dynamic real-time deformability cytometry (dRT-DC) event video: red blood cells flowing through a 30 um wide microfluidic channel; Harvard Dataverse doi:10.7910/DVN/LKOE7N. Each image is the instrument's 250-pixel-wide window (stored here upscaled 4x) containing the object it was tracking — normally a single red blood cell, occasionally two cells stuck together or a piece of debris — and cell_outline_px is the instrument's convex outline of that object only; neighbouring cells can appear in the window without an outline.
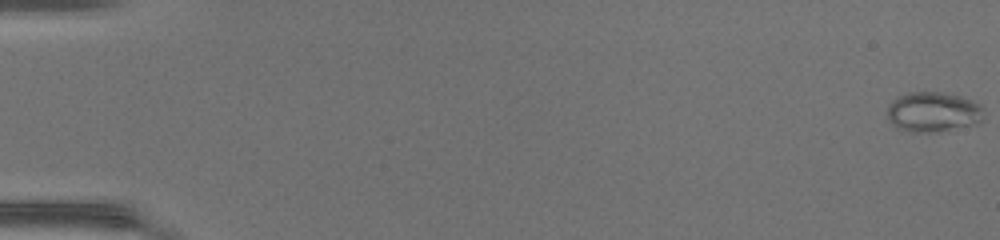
{"species": "common noctule bat (a hibernating species)", "species_latin": "Nyctalus noctula", "temperature_condition": "warm", "stored_images_in_passage": 50, "camera_frame_rate_fps": 3000, "um_per_image_px": 0.085, "animal": {"sex": "female", "body_mass_g": 17.0, "forearm_length_mm": 48.0}, "frame": {"image": 1, "passage_image": 1, "time_ms": 0.0, "image_size_px": [1000, 240], "cell_outline_px": [[984, 120], [976, 124], [936, 132], [908, 132], [896, 128], [888, 120], [888, 104], [892, 100], [908, 92], [940, 92], [960, 96], [972, 100], [980, 104]], "centroid_in_image_um": [79.3, 9.53], "position_along_channel_um": 5.7, "area_um2": 22.66}}
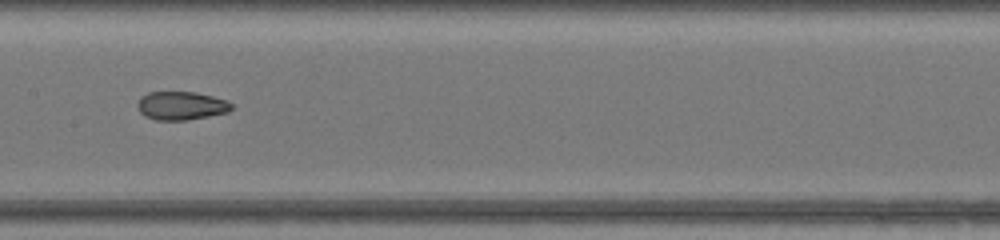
{"frame": {"image": 2, "passage_image": 27, "time_ms": 8.667, "image_size_px": [1000, 240], "cell_outline_px": [[232, 108], [228, 112], [188, 120], [156, 120], [144, 116], [140, 112], [136, 104], [140, 96], [148, 92], [196, 92], [212, 96], [224, 100], [232, 104]], "centroid_in_image_um": [15.35, 8.98], "position_along_channel_um": 192.0, "area_um2": 15.61}}
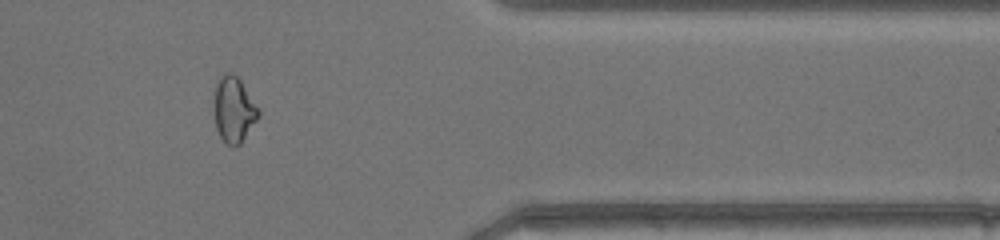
{"frame": {"image": 3, "passage_image": 42, "time_ms": 13.667, "image_size_px": [1000, 240], "cell_outline_px": [[260, 116], [240, 144], [236, 148], [232, 148], [220, 136], [216, 128], [212, 108], [212, 100], [216, 84], [220, 72], [232, 72], [240, 80], [260, 108]], "centroid_in_image_um": [19.84, 9.29], "position_along_channel_um": 391.6, "area_um2": 17.69}, "authors_computed_cell_mechanics": {"area_um2": 18.4671, "velocity_mm_per_s": 4.3444, "shape_relaxation_time_tau1_ms": null, "shape_relaxation_time_tau2_ms": 0.7073, "deformation_change_tau1": null, "deformation_change_tau2": 0.0466}}